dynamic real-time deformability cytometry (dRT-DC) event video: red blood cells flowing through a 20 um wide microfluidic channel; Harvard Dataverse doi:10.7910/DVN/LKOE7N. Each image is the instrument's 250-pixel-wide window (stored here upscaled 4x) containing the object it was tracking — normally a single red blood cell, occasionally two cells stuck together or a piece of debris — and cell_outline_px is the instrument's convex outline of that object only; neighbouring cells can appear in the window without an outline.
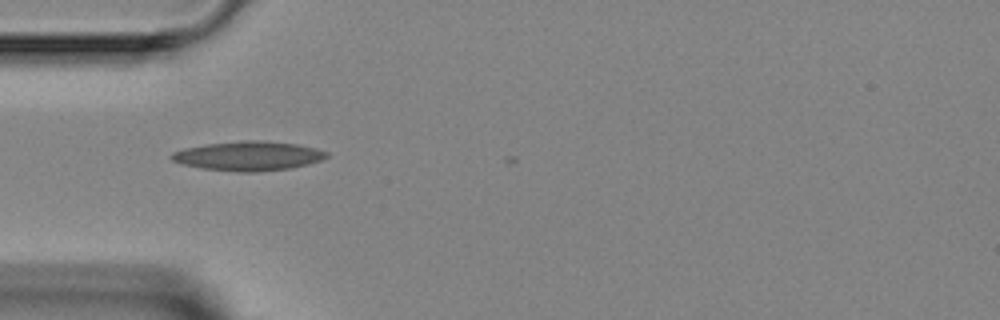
{"species": "Egyptian fruit bat (a non-hibernating species)", "species_latin": "Rousettus aegyptiacus", "temperature_condition": "room temperature", "stored_images_in_passage": 1, "camera_frame_rate_fps": 3000, "um_per_image_px": 0.085, "animal": {"sex": "female"}, "frame": {"image": 1, "passage_image": 1, "time_ms": 0.0, "image_size_px": [1000, 320], "cell_outline_px": [[328, 156], [320, 160], [308, 164], [292, 168], [256, 172], [236, 172], [200, 168], [184, 164], [172, 160], [168, 156], [172, 152], [184, 148], [208, 144], [244, 140], [264, 140], [296, 144], [316, 148], [328, 152]], "centroid_in_image_um": [21.11, 13.26], "position_along_channel_um": 63.9, "area_um2": 26.59}}